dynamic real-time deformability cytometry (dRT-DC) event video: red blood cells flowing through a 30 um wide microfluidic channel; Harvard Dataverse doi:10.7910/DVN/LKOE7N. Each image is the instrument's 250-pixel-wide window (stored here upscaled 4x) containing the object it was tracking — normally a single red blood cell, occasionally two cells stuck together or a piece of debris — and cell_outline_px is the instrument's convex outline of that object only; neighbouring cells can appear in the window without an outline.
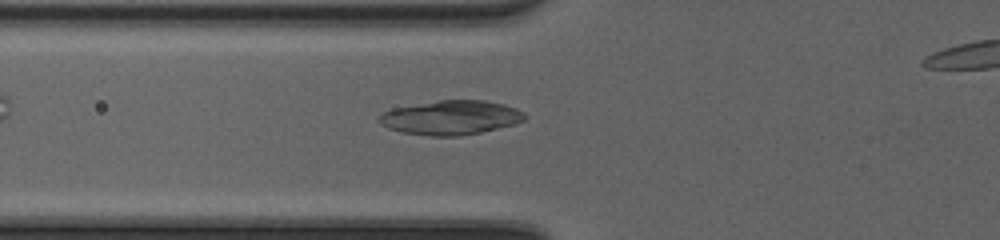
{"species": "common noctule bat (a hibernating species)", "species_latin": "Nyctalus noctula", "temperature_condition": "cold", "stored_images_in_passage": 49, "camera_frame_rate_fps": 3000, "um_per_image_px": 0.085, "animal": {"sex": "female", "body_mass_g": 20.0, "forearm_length_mm": 54.0}, "frame": {"image": 1, "passage_image": 22, "time_ms": 7.0, "image_size_px": [1000, 240], "cell_outline_px": [[524, 120], [516, 124], [480, 132], [460, 136], [428, 136], [400, 132], [388, 128], [380, 124], [376, 120], [384, 112], [392, 108], [440, 100], [484, 100], [504, 104], [516, 108], [524, 112]], "centroid_in_image_um": [38.3, 10.0], "position_along_channel_um": 87.5, "area_um2": 29.13}}
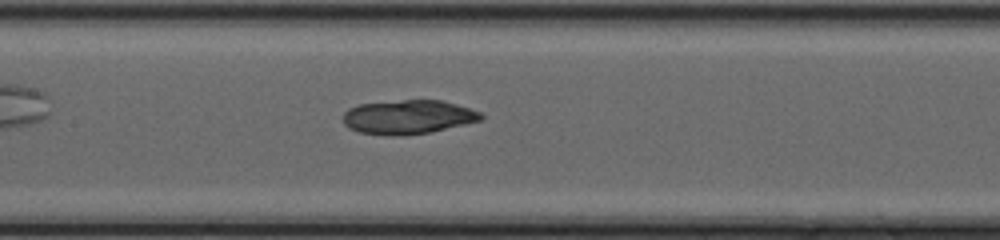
{"frame": {"image": 2, "passage_image": 28, "time_ms": 9.0, "image_size_px": [1000, 240], "cell_outline_px": [[484, 116], [480, 120], [464, 124], [428, 132], [400, 136], [392, 136], [360, 132], [348, 128], [344, 124], [344, 112], [348, 108], [360, 104], [404, 100], [440, 100], [456, 104], [480, 112]], "centroid_in_image_um": [34.65, 9.94], "position_along_channel_um": 172.7, "area_um2": 27.05}}
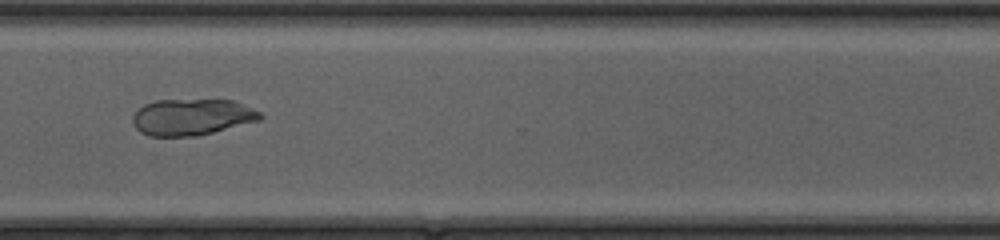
{"frame": {"image": 3, "passage_image": 41, "time_ms": 13.333, "image_size_px": [1000, 240], "cell_outline_px": [[264, 116], [260, 120], [200, 136], [148, 136], [140, 132], [136, 128], [132, 120], [132, 116], [144, 104], [156, 100], [232, 100], [252, 108], [260, 112]], "centroid_in_image_um": [16.31, 9.96], "position_along_channel_um": 354.3, "area_um2": 27.11}}